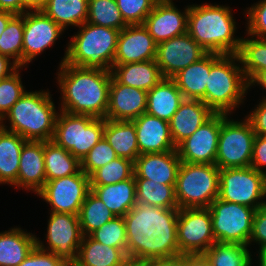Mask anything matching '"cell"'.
Returning a JSON list of instances; mask_svg holds the SVG:
<instances>
[{
	"instance_id": "db71d44e",
	"label": "cell",
	"mask_w": 266,
	"mask_h": 266,
	"mask_svg": "<svg viewBox=\"0 0 266 266\" xmlns=\"http://www.w3.org/2000/svg\"><path fill=\"white\" fill-rule=\"evenodd\" d=\"M18 68L20 67L15 62H11L9 57L0 54V80L9 77Z\"/></svg>"
},
{
	"instance_id": "94428289",
	"label": "cell",
	"mask_w": 266,
	"mask_h": 266,
	"mask_svg": "<svg viewBox=\"0 0 266 266\" xmlns=\"http://www.w3.org/2000/svg\"><path fill=\"white\" fill-rule=\"evenodd\" d=\"M259 266H266V263L261 258H259Z\"/></svg>"
},
{
	"instance_id": "ffe728a7",
	"label": "cell",
	"mask_w": 266,
	"mask_h": 266,
	"mask_svg": "<svg viewBox=\"0 0 266 266\" xmlns=\"http://www.w3.org/2000/svg\"><path fill=\"white\" fill-rule=\"evenodd\" d=\"M147 109V91L118 83L113 77L109 87L106 119L132 121Z\"/></svg>"
},
{
	"instance_id": "8992f818",
	"label": "cell",
	"mask_w": 266,
	"mask_h": 266,
	"mask_svg": "<svg viewBox=\"0 0 266 266\" xmlns=\"http://www.w3.org/2000/svg\"><path fill=\"white\" fill-rule=\"evenodd\" d=\"M237 54L222 55L210 68L205 104L214 112L229 115L244 102L248 82Z\"/></svg>"
},
{
	"instance_id": "30bf717a",
	"label": "cell",
	"mask_w": 266,
	"mask_h": 266,
	"mask_svg": "<svg viewBox=\"0 0 266 266\" xmlns=\"http://www.w3.org/2000/svg\"><path fill=\"white\" fill-rule=\"evenodd\" d=\"M266 174L250 167L220 169L218 198L255 208L265 205Z\"/></svg>"
},
{
	"instance_id": "d4e9b609",
	"label": "cell",
	"mask_w": 266,
	"mask_h": 266,
	"mask_svg": "<svg viewBox=\"0 0 266 266\" xmlns=\"http://www.w3.org/2000/svg\"><path fill=\"white\" fill-rule=\"evenodd\" d=\"M221 54L207 53L172 77L184 99H197L205 103V90L211 66Z\"/></svg>"
},
{
	"instance_id": "f35d334b",
	"label": "cell",
	"mask_w": 266,
	"mask_h": 266,
	"mask_svg": "<svg viewBox=\"0 0 266 266\" xmlns=\"http://www.w3.org/2000/svg\"><path fill=\"white\" fill-rule=\"evenodd\" d=\"M24 13L15 15L0 35V54L12 58L22 68Z\"/></svg>"
},
{
	"instance_id": "277c9868",
	"label": "cell",
	"mask_w": 266,
	"mask_h": 266,
	"mask_svg": "<svg viewBox=\"0 0 266 266\" xmlns=\"http://www.w3.org/2000/svg\"><path fill=\"white\" fill-rule=\"evenodd\" d=\"M51 98L47 91H26L0 121V126L25 140H52L58 112ZM5 118L9 120V127L3 123Z\"/></svg>"
},
{
	"instance_id": "ba28073f",
	"label": "cell",
	"mask_w": 266,
	"mask_h": 266,
	"mask_svg": "<svg viewBox=\"0 0 266 266\" xmlns=\"http://www.w3.org/2000/svg\"><path fill=\"white\" fill-rule=\"evenodd\" d=\"M105 118L89 115L57 114L52 141L80 161L104 138Z\"/></svg>"
},
{
	"instance_id": "f1b7e54d",
	"label": "cell",
	"mask_w": 266,
	"mask_h": 266,
	"mask_svg": "<svg viewBox=\"0 0 266 266\" xmlns=\"http://www.w3.org/2000/svg\"><path fill=\"white\" fill-rule=\"evenodd\" d=\"M36 246V236L12 228L0 233V266H18Z\"/></svg>"
},
{
	"instance_id": "7a4b0ae2",
	"label": "cell",
	"mask_w": 266,
	"mask_h": 266,
	"mask_svg": "<svg viewBox=\"0 0 266 266\" xmlns=\"http://www.w3.org/2000/svg\"><path fill=\"white\" fill-rule=\"evenodd\" d=\"M58 71L57 82L62 95L60 110L106 119L111 71L73 66L64 61Z\"/></svg>"
},
{
	"instance_id": "c3c4849f",
	"label": "cell",
	"mask_w": 266,
	"mask_h": 266,
	"mask_svg": "<svg viewBox=\"0 0 266 266\" xmlns=\"http://www.w3.org/2000/svg\"><path fill=\"white\" fill-rule=\"evenodd\" d=\"M18 266H70L52 252L40 249L37 245Z\"/></svg>"
},
{
	"instance_id": "f907efd6",
	"label": "cell",
	"mask_w": 266,
	"mask_h": 266,
	"mask_svg": "<svg viewBox=\"0 0 266 266\" xmlns=\"http://www.w3.org/2000/svg\"><path fill=\"white\" fill-rule=\"evenodd\" d=\"M261 101L254 111L245 117L256 135H266V97Z\"/></svg>"
},
{
	"instance_id": "3957f363",
	"label": "cell",
	"mask_w": 266,
	"mask_h": 266,
	"mask_svg": "<svg viewBox=\"0 0 266 266\" xmlns=\"http://www.w3.org/2000/svg\"><path fill=\"white\" fill-rule=\"evenodd\" d=\"M230 7L212 4L189 5L187 33L207 52L238 54L241 38Z\"/></svg>"
},
{
	"instance_id": "74e56055",
	"label": "cell",
	"mask_w": 266,
	"mask_h": 266,
	"mask_svg": "<svg viewBox=\"0 0 266 266\" xmlns=\"http://www.w3.org/2000/svg\"><path fill=\"white\" fill-rule=\"evenodd\" d=\"M249 246L216 242L204 253L211 266H251Z\"/></svg>"
},
{
	"instance_id": "cb8c5ba5",
	"label": "cell",
	"mask_w": 266,
	"mask_h": 266,
	"mask_svg": "<svg viewBox=\"0 0 266 266\" xmlns=\"http://www.w3.org/2000/svg\"><path fill=\"white\" fill-rule=\"evenodd\" d=\"M214 112L201 100L184 99L169 121L170 133L177 147L191 136Z\"/></svg>"
},
{
	"instance_id": "b9f144b4",
	"label": "cell",
	"mask_w": 266,
	"mask_h": 266,
	"mask_svg": "<svg viewBox=\"0 0 266 266\" xmlns=\"http://www.w3.org/2000/svg\"><path fill=\"white\" fill-rule=\"evenodd\" d=\"M90 236L101 244L120 248L126 253L127 238L124 217L116 216L92 232Z\"/></svg>"
},
{
	"instance_id": "836d02e7",
	"label": "cell",
	"mask_w": 266,
	"mask_h": 266,
	"mask_svg": "<svg viewBox=\"0 0 266 266\" xmlns=\"http://www.w3.org/2000/svg\"><path fill=\"white\" fill-rule=\"evenodd\" d=\"M44 162L46 182L74 175L81 170L80 160L52 140L44 141Z\"/></svg>"
},
{
	"instance_id": "f546056e",
	"label": "cell",
	"mask_w": 266,
	"mask_h": 266,
	"mask_svg": "<svg viewBox=\"0 0 266 266\" xmlns=\"http://www.w3.org/2000/svg\"><path fill=\"white\" fill-rule=\"evenodd\" d=\"M127 258L122 249L101 244L88 235L83 236L77 259L71 266H118Z\"/></svg>"
},
{
	"instance_id": "4dcf8cb0",
	"label": "cell",
	"mask_w": 266,
	"mask_h": 266,
	"mask_svg": "<svg viewBox=\"0 0 266 266\" xmlns=\"http://www.w3.org/2000/svg\"><path fill=\"white\" fill-rule=\"evenodd\" d=\"M25 139L0 126V184L17 187L20 153Z\"/></svg>"
},
{
	"instance_id": "6125c7cd",
	"label": "cell",
	"mask_w": 266,
	"mask_h": 266,
	"mask_svg": "<svg viewBox=\"0 0 266 266\" xmlns=\"http://www.w3.org/2000/svg\"><path fill=\"white\" fill-rule=\"evenodd\" d=\"M261 259L266 263V253L261 257Z\"/></svg>"
},
{
	"instance_id": "9f6ffc18",
	"label": "cell",
	"mask_w": 266,
	"mask_h": 266,
	"mask_svg": "<svg viewBox=\"0 0 266 266\" xmlns=\"http://www.w3.org/2000/svg\"><path fill=\"white\" fill-rule=\"evenodd\" d=\"M259 84L263 89H266V70L258 72L249 82L248 88L251 86Z\"/></svg>"
},
{
	"instance_id": "4316f807",
	"label": "cell",
	"mask_w": 266,
	"mask_h": 266,
	"mask_svg": "<svg viewBox=\"0 0 266 266\" xmlns=\"http://www.w3.org/2000/svg\"><path fill=\"white\" fill-rule=\"evenodd\" d=\"M184 100L181 91L172 78H163L147 91L146 113L169 122Z\"/></svg>"
},
{
	"instance_id": "7bdbcfd3",
	"label": "cell",
	"mask_w": 266,
	"mask_h": 266,
	"mask_svg": "<svg viewBox=\"0 0 266 266\" xmlns=\"http://www.w3.org/2000/svg\"><path fill=\"white\" fill-rule=\"evenodd\" d=\"M19 70L21 67L9 77L0 80V121L26 92L22 85Z\"/></svg>"
},
{
	"instance_id": "1f68e13d",
	"label": "cell",
	"mask_w": 266,
	"mask_h": 266,
	"mask_svg": "<svg viewBox=\"0 0 266 266\" xmlns=\"http://www.w3.org/2000/svg\"><path fill=\"white\" fill-rule=\"evenodd\" d=\"M104 139L118 157L135 161L139 156L136 129L132 121L105 119Z\"/></svg>"
},
{
	"instance_id": "603a6c76",
	"label": "cell",
	"mask_w": 266,
	"mask_h": 266,
	"mask_svg": "<svg viewBox=\"0 0 266 266\" xmlns=\"http://www.w3.org/2000/svg\"><path fill=\"white\" fill-rule=\"evenodd\" d=\"M45 182L44 141L26 140L20 153L17 188L37 194Z\"/></svg>"
},
{
	"instance_id": "ab89813d",
	"label": "cell",
	"mask_w": 266,
	"mask_h": 266,
	"mask_svg": "<svg viewBox=\"0 0 266 266\" xmlns=\"http://www.w3.org/2000/svg\"><path fill=\"white\" fill-rule=\"evenodd\" d=\"M86 22L117 30L127 26L116 0H89Z\"/></svg>"
},
{
	"instance_id": "60d3db41",
	"label": "cell",
	"mask_w": 266,
	"mask_h": 266,
	"mask_svg": "<svg viewBox=\"0 0 266 266\" xmlns=\"http://www.w3.org/2000/svg\"><path fill=\"white\" fill-rule=\"evenodd\" d=\"M134 176V161L117 157L110 163L94 171L90 176V186L111 185Z\"/></svg>"
},
{
	"instance_id": "f6af8a7d",
	"label": "cell",
	"mask_w": 266,
	"mask_h": 266,
	"mask_svg": "<svg viewBox=\"0 0 266 266\" xmlns=\"http://www.w3.org/2000/svg\"><path fill=\"white\" fill-rule=\"evenodd\" d=\"M158 0H116L127 25H142Z\"/></svg>"
},
{
	"instance_id": "11a10c76",
	"label": "cell",
	"mask_w": 266,
	"mask_h": 266,
	"mask_svg": "<svg viewBox=\"0 0 266 266\" xmlns=\"http://www.w3.org/2000/svg\"><path fill=\"white\" fill-rule=\"evenodd\" d=\"M184 266H211L204 253L184 254Z\"/></svg>"
},
{
	"instance_id": "52a82bcc",
	"label": "cell",
	"mask_w": 266,
	"mask_h": 266,
	"mask_svg": "<svg viewBox=\"0 0 266 266\" xmlns=\"http://www.w3.org/2000/svg\"><path fill=\"white\" fill-rule=\"evenodd\" d=\"M219 182L215 164L181 162L174 187L178 208H208L218 198Z\"/></svg>"
},
{
	"instance_id": "91938a15",
	"label": "cell",
	"mask_w": 266,
	"mask_h": 266,
	"mask_svg": "<svg viewBox=\"0 0 266 266\" xmlns=\"http://www.w3.org/2000/svg\"><path fill=\"white\" fill-rule=\"evenodd\" d=\"M118 266H142L140 262L127 258L123 263Z\"/></svg>"
},
{
	"instance_id": "8fae6325",
	"label": "cell",
	"mask_w": 266,
	"mask_h": 266,
	"mask_svg": "<svg viewBox=\"0 0 266 266\" xmlns=\"http://www.w3.org/2000/svg\"><path fill=\"white\" fill-rule=\"evenodd\" d=\"M208 209L216 242L249 245L255 208L216 198Z\"/></svg>"
},
{
	"instance_id": "bcb514c9",
	"label": "cell",
	"mask_w": 266,
	"mask_h": 266,
	"mask_svg": "<svg viewBox=\"0 0 266 266\" xmlns=\"http://www.w3.org/2000/svg\"><path fill=\"white\" fill-rule=\"evenodd\" d=\"M248 36L266 38V0L247 8Z\"/></svg>"
},
{
	"instance_id": "44dd1931",
	"label": "cell",
	"mask_w": 266,
	"mask_h": 266,
	"mask_svg": "<svg viewBox=\"0 0 266 266\" xmlns=\"http://www.w3.org/2000/svg\"><path fill=\"white\" fill-rule=\"evenodd\" d=\"M180 165L177 149L140 154L134 161V178H146L160 184L175 185Z\"/></svg>"
},
{
	"instance_id": "9a60e30c",
	"label": "cell",
	"mask_w": 266,
	"mask_h": 266,
	"mask_svg": "<svg viewBox=\"0 0 266 266\" xmlns=\"http://www.w3.org/2000/svg\"><path fill=\"white\" fill-rule=\"evenodd\" d=\"M62 32L64 30L41 9L26 11L24 13L22 68L46 48L51 47Z\"/></svg>"
},
{
	"instance_id": "6f0895ef",
	"label": "cell",
	"mask_w": 266,
	"mask_h": 266,
	"mask_svg": "<svg viewBox=\"0 0 266 266\" xmlns=\"http://www.w3.org/2000/svg\"><path fill=\"white\" fill-rule=\"evenodd\" d=\"M15 16V14L6 11H0V35L6 29L8 22Z\"/></svg>"
},
{
	"instance_id": "d6986e66",
	"label": "cell",
	"mask_w": 266,
	"mask_h": 266,
	"mask_svg": "<svg viewBox=\"0 0 266 266\" xmlns=\"http://www.w3.org/2000/svg\"><path fill=\"white\" fill-rule=\"evenodd\" d=\"M157 43L144 25H127L120 30L113 64L156 59Z\"/></svg>"
},
{
	"instance_id": "e575fe53",
	"label": "cell",
	"mask_w": 266,
	"mask_h": 266,
	"mask_svg": "<svg viewBox=\"0 0 266 266\" xmlns=\"http://www.w3.org/2000/svg\"><path fill=\"white\" fill-rule=\"evenodd\" d=\"M137 203L162 208H178L175 185L156 183L146 178H135Z\"/></svg>"
},
{
	"instance_id": "e0dca14e",
	"label": "cell",
	"mask_w": 266,
	"mask_h": 266,
	"mask_svg": "<svg viewBox=\"0 0 266 266\" xmlns=\"http://www.w3.org/2000/svg\"><path fill=\"white\" fill-rule=\"evenodd\" d=\"M206 54L207 52L185 33L158 43L156 62L163 78H172Z\"/></svg>"
},
{
	"instance_id": "9c48e42d",
	"label": "cell",
	"mask_w": 266,
	"mask_h": 266,
	"mask_svg": "<svg viewBox=\"0 0 266 266\" xmlns=\"http://www.w3.org/2000/svg\"><path fill=\"white\" fill-rule=\"evenodd\" d=\"M228 118V115L221 113L215 165L219 169L250 167L256 134L246 118L243 121Z\"/></svg>"
},
{
	"instance_id": "6da1fadb",
	"label": "cell",
	"mask_w": 266,
	"mask_h": 266,
	"mask_svg": "<svg viewBox=\"0 0 266 266\" xmlns=\"http://www.w3.org/2000/svg\"><path fill=\"white\" fill-rule=\"evenodd\" d=\"M178 211L137 203L124 216L127 257L142 263L178 256Z\"/></svg>"
},
{
	"instance_id": "4fadbf2b",
	"label": "cell",
	"mask_w": 266,
	"mask_h": 266,
	"mask_svg": "<svg viewBox=\"0 0 266 266\" xmlns=\"http://www.w3.org/2000/svg\"><path fill=\"white\" fill-rule=\"evenodd\" d=\"M83 239L78 215L51 212L48 220L46 240L48 247L36 237V245L62 258L70 266L76 261Z\"/></svg>"
},
{
	"instance_id": "d590c367",
	"label": "cell",
	"mask_w": 266,
	"mask_h": 266,
	"mask_svg": "<svg viewBox=\"0 0 266 266\" xmlns=\"http://www.w3.org/2000/svg\"><path fill=\"white\" fill-rule=\"evenodd\" d=\"M241 38L238 56L244 76L249 82L258 72L266 70V38Z\"/></svg>"
},
{
	"instance_id": "5bb4252c",
	"label": "cell",
	"mask_w": 266,
	"mask_h": 266,
	"mask_svg": "<svg viewBox=\"0 0 266 266\" xmlns=\"http://www.w3.org/2000/svg\"><path fill=\"white\" fill-rule=\"evenodd\" d=\"M177 237L180 254L205 253L216 243L208 208H182L178 211Z\"/></svg>"
},
{
	"instance_id": "484cf974",
	"label": "cell",
	"mask_w": 266,
	"mask_h": 266,
	"mask_svg": "<svg viewBox=\"0 0 266 266\" xmlns=\"http://www.w3.org/2000/svg\"><path fill=\"white\" fill-rule=\"evenodd\" d=\"M112 77L120 84L150 91L163 76L156 59L126 64H113Z\"/></svg>"
},
{
	"instance_id": "2e32d148",
	"label": "cell",
	"mask_w": 266,
	"mask_h": 266,
	"mask_svg": "<svg viewBox=\"0 0 266 266\" xmlns=\"http://www.w3.org/2000/svg\"><path fill=\"white\" fill-rule=\"evenodd\" d=\"M220 129L221 113H214L177 146L181 162L215 164Z\"/></svg>"
},
{
	"instance_id": "681fc988",
	"label": "cell",
	"mask_w": 266,
	"mask_h": 266,
	"mask_svg": "<svg viewBox=\"0 0 266 266\" xmlns=\"http://www.w3.org/2000/svg\"><path fill=\"white\" fill-rule=\"evenodd\" d=\"M250 166L266 174L262 168L266 167V135H256L253 142L252 161Z\"/></svg>"
},
{
	"instance_id": "83f0119b",
	"label": "cell",
	"mask_w": 266,
	"mask_h": 266,
	"mask_svg": "<svg viewBox=\"0 0 266 266\" xmlns=\"http://www.w3.org/2000/svg\"><path fill=\"white\" fill-rule=\"evenodd\" d=\"M90 187L115 216L124 217L137 204L134 176L115 184Z\"/></svg>"
},
{
	"instance_id": "7dc6e473",
	"label": "cell",
	"mask_w": 266,
	"mask_h": 266,
	"mask_svg": "<svg viewBox=\"0 0 266 266\" xmlns=\"http://www.w3.org/2000/svg\"><path fill=\"white\" fill-rule=\"evenodd\" d=\"M252 241L260 245L258 258H261L266 253V204L255 211L249 246Z\"/></svg>"
},
{
	"instance_id": "680465c9",
	"label": "cell",
	"mask_w": 266,
	"mask_h": 266,
	"mask_svg": "<svg viewBox=\"0 0 266 266\" xmlns=\"http://www.w3.org/2000/svg\"><path fill=\"white\" fill-rule=\"evenodd\" d=\"M31 9H40L45 0H23Z\"/></svg>"
},
{
	"instance_id": "7402d4cb",
	"label": "cell",
	"mask_w": 266,
	"mask_h": 266,
	"mask_svg": "<svg viewBox=\"0 0 266 266\" xmlns=\"http://www.w3.org/2000/svg\"><path fill=\"white\" fill-rule=\"evenodd\" d=\"M140 154L176 150L171 137L169 122L143 113L133 120Z\"/></svg>"
},
{
	"instance_id": "f5cc1de1",
	"label": "cell",
	"mask_w": 266,
	"mask_h": 266,
	"mask_svg": "<svg viewBox=\"0 0 266 266\" xmlns=\"http://www.w3.org/2000/svg\"><path fill=\"white\" fill-rule=\"evenodd\" d=\"M142 266H184V254L171 258L153 259L144 261Z\"/></svg>"
},
{
	"instance_id": "8d00e7d4",
	"label": "cell",
	"mask_w": 266,
	"mask_h": 266,
	"mask_svg": "<svg viewBox=\"0 0 266 266\" xmlns=\"http://www.w3.org/2000/svg\"><path fill=\"white\" fill-rule=\"evenodd\" d=\"M78 217L83 236H88L116 216L90 191L80 208Z\"/></svg>"
},
{
	"instance_id": "ee69618b",
	"label": "cell",
	"mask_w": 266,
	"mask_h": 266,
	"mask_svg": "<svg viewBox=\"0 0 266 266\" xmlns=\"http://www.w3.org/2000/svg\"><path fill=\"white\" fill-rule=\"evenodd\" d=\"M116 155L110 144L102 138L80 161L81 170L90 176L94 171L116 159Z\"/></svg>"
},
{
	"instance_id": "5b68a950",
	"label": "cell",
	"mask_w": 266,
	"mask_h": 266,
	"mask_svg": "<svg viewBox=\"0 0 266 266\" xmlns=\"http://www.w3.org/2000/svg\"><path fill=\"white\" fill-rule=\"evenodd\" d=\"M71 37L61 63L111 71L120 30L88 22Z\"/></svg>"
},
{
	"instance_id": "7c38bea8",
	"label": "cell",
	"mask_w": 266,
	"mask_h": 266,
	"mask_svg": "<svg viewBox=\"0 0 266 266\" xmlns=\"http://www.w3.org/2000/svg\"><path fill=\"white\" fill-rule=\"evenodd\" d=\"M90 191L89 176L80 170L74 175L45 182L37 195L50 204V212L78 215Z\"/></svg>"
},
{
	"instance_id": "d6a6232c",
	"label": "cell",
	"mask_w": 266,
	"mask_h": 266,
	"mask_svg": "<svg viewBox=\"0 0 266 266\" xmlns=\"http://www.w3.org/2000/svg\"><path fill=\"white\" fill-rule=\"evenodd\" d=\"M89 0H45L40 8L63 30L79 27L87 21Z\"/></svg>"
},
{
	"instance_id": "ac0fdd59",
	"label": "cell",
	"mask_w": 266,
	"mask_h": 266,
	"mask_svg": "<svg viewBox=\"0 0 266 266\" xmlns=\"http://www.w3.org/2000/svg\"><path fill=\"white\" fill-rule=\"evenodd\" d=\"M173 3L158 0L143 23L157 44L187 33L189 6L181 12Z\"/></svg>"
},
{
	"instance_id": "816d5d0a",
	"label": "cell",
	"mask_w": 266,
	"mask_h": 266,
	"mask_svg": "<svg viewBox=\"0 0 266 266\" xmlns=\"http://www.w3.org/2000/svg\"><path fill=\"white\" fill-rule=\"evenodd\" d=\"M30 9L23 0H0V11L21 15Z\"/></svg>"
}]
</instances>
